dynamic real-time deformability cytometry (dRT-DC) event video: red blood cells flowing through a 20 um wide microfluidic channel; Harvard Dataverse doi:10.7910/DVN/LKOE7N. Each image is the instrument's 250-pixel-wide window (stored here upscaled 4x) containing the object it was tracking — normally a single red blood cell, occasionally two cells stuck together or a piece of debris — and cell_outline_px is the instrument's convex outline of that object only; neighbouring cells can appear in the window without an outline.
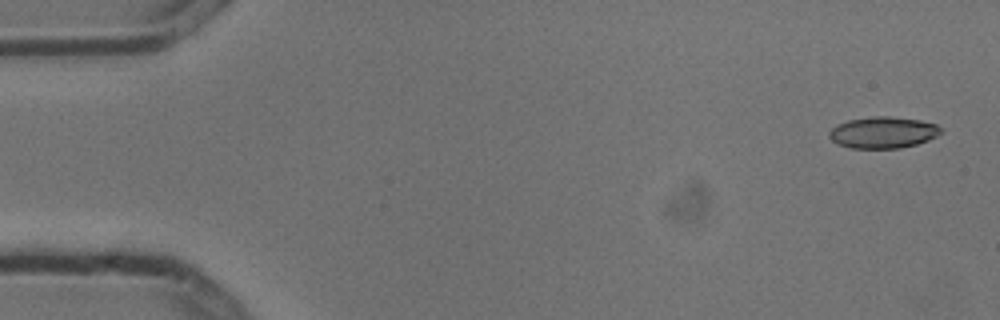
{"species": "common noctule bat (a hibernating species)", "species_latin": "Nyctalus noctula", "temperature_condition": "cold", "stored_images_in_passage": 5, "camera_frame_rate_fps": 3000, "um_per_image_px": 0.085, "animal": {"sex": "male", "body_mass_g": 13.3}, "frame": {"image": 1, "passage_image": 1, "time_ms": 0.0, "image_size_px": [1000, 320], "cell_outline_px": [[940, 132], [936, 136], [928, 140], [916, 144], [900, 148], [852, 148], [840, 144], [832, 140], [828, 136], [828, 132], [836, 124], [848, 120], [872, 116], [888, 116], [920, 120], [936, 124], [940, 128]], "centroid_in_image_um": [75.03, 11.25], "position_along_channel_um": 10.0, "area_um2": 20.35}}
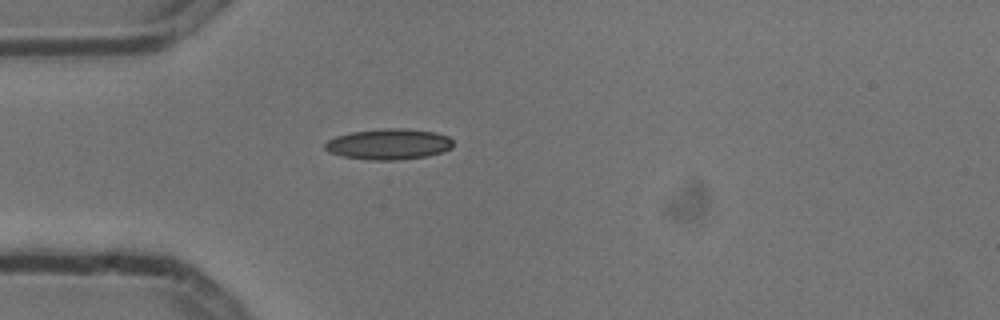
{"frame": {"image": 2, "passage_image": 5, "time_ms": 1.333, "image_size_px": [1000, 320], "cell_outline_px": [[452, 148], [444, 152], [428, 156], [396, 160], [368, 160], [340, 156], [328, 152], [324, 148], [324, 144], [328, 140], [336, 136], [352, 132], [384, 128], [404, 128], [436, 132], [448, 136], [452, 140]], "centroid_in_image_um": [33.04, 12.26], "position_along_channel_um": 52.0, "area_um2": 23.24}}